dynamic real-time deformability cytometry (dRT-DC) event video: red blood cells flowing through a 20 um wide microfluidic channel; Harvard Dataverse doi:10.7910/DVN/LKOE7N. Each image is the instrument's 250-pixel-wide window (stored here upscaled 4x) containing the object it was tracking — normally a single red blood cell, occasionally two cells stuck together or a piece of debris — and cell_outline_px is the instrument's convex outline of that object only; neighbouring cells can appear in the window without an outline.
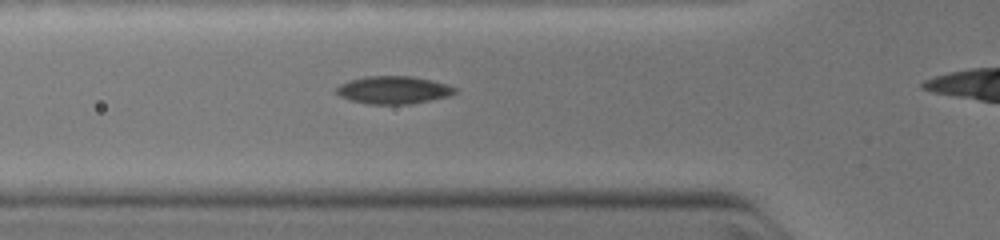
{"species": "common noctule bat (a hibernating species)", "species_latin": "Nyctalus noctula", "temperature_condition": "warm", "stored_images_in_passage": 23, "camera_frame_rate_fps": 3000, "um_per_image_px": 0.085, "animal": {"sex": "female", "body_mass_g": 19.0, "forearm_length_mm": 51.5}, "frame": {"image": 1, "passage_image": 2, "time_ms": 0.333, "image_size_px": [1000, 240], "cell_outline_px": [[456, 92], [448, 96], [412, 104], [368, 104], [348, 100], [340, 96], [336, 92], [336, 88], [340, 84], [364, 76], [412, 76], [432, 80], [448, 84], [456, 88]], "centroid_in_image_um": [33.44, 7.65], "position_along_channel_um": 92.4, "area_um2": 19.19}}
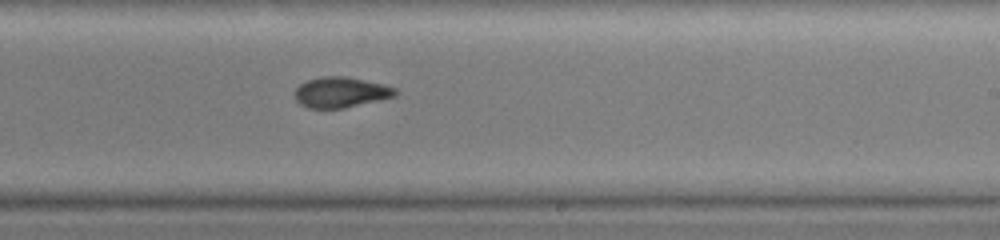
{"frame": {"image": 2, "passage_image": 12, "time_ms": 3.667, "image_size_px": [1000, 240], "cell_outline_px": [[396, 96], [344, 108], [308, 108], [300, 104], [296, 100], [292, 92], [300, 84], [308, 80], [320, 76], [348, 76], [384, 84], [396, 88]], "centroid_in_image_um": [28.94, 7.83], "position_along_channel_um": 260.1, "area_um2": 18.03}}
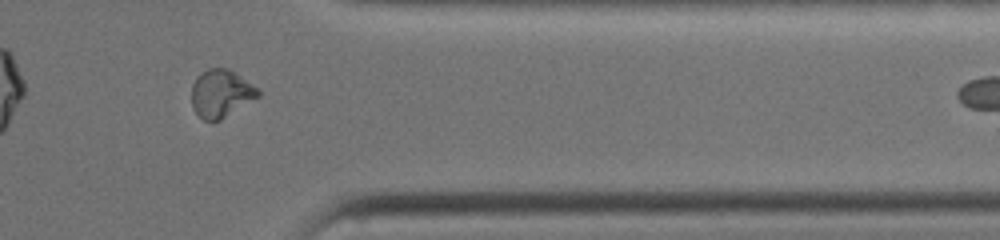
{"frame": {"image": 3, "passage_image": 20, "time_ms": 6.333, "image_size_px": [1000, 240], "cell_outline_px": [[260, 96], [220, 120], [212, 124], [204, 120], [192, 108], [192, 84], [196, 76], [200, 72], [208, 68], [228, 68], [260, 88]], "centroid_in_image_um": [18.78, 7.95], "position_along_channel_um": 392.6, "area_um2": 18.84}}